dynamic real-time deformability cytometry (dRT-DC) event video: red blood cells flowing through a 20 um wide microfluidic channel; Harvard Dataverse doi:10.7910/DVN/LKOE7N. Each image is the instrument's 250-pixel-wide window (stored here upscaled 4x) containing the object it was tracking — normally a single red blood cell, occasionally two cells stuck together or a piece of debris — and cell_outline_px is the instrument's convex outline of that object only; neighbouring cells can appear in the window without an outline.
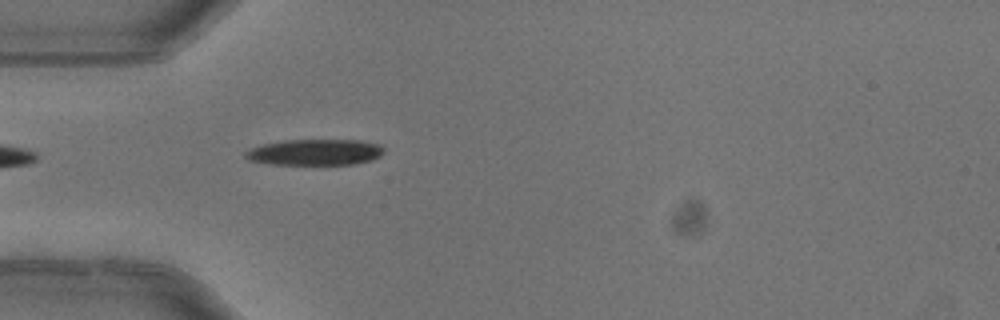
{"species": "common noctule bat (a hibernating species)", "species_latin": "Nyctalus noctula", "temperature_condition": "warm", "stored_images_in_passage": 3, "camera_frame_rate_fps": 3000, "um_per_image_px": 0.085, "animal": {"sex": "female"}, "frame": {"image": 1, "passage_image": 3, "time_ms": 0.667, "image_size_px": [1000, 320], "cell_outline_px": [[384, 152], [380, 156], [372, 160], [352, 164], [272, 164], [248, 160], [244, 156], [244, 152], [252, 148], [264, 144], [284, 140], [360, 140], [380, 144], [384, 148]], "centroid_in_image_um": [26.8, 12.93], "position_along_channel_um": 58.2, "area_um2": 20.98}}